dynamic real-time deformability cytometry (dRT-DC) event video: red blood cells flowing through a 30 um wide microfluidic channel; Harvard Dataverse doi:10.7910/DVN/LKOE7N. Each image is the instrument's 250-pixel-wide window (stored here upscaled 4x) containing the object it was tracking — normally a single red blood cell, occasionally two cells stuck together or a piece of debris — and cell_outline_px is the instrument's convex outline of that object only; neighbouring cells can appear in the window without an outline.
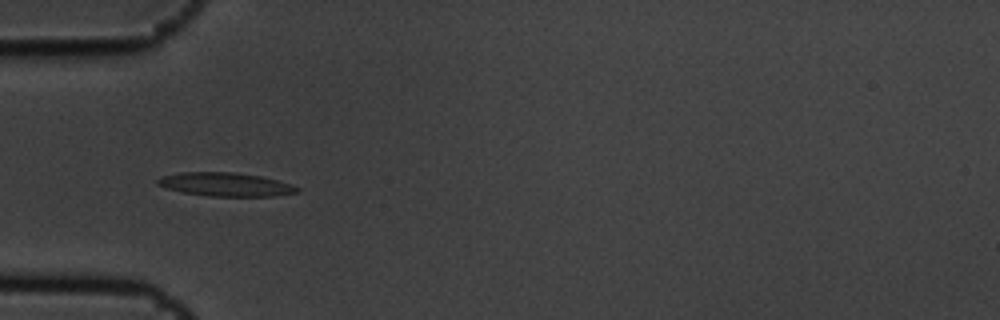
{"species": "common noctule bat (a hibernating species)", "species_latin": "Nyctalus noctula", "temperature_condition": "cold", "stored_images_in_passage": 15, "camera_frame_rate_fps": 3000, "um_per_image_px": 0.085, "animal": {"sex": "male", "body_mass_g": 19.5, "forearm_length_mm": 54.6}, "frame": {"image": 1, "passage_image": 5, "time_ms": 1.333, "image_size_px": [1000, 320], "cell_outline_px": [[300, 192], [276, 196], [208, 196], [184, 192], [168, 188], [156, 184], [156, 180], [164, 176], [180, 172], [236, 172], [260, 176], [292, 184], [300, 188]], "centroid_in_image_um": [19.22, 15.67], "position_along_channel_um": 65.8, "area_um2": 19.13}}
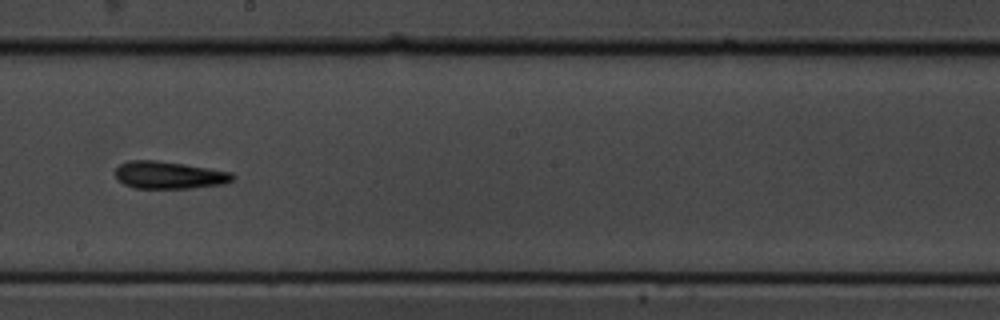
{"frame": {"image": 2, "passage_image": 9, "time_ms": 2.667, "image_size_px": [1000, 320], "cell_outline_px": [[236, 176], [232, 180], [224, 184], [192, 188], [132, 188], [116, 180], [116, 168], [120, 164], [128, 160], [156, 160], [184, 164], [232, 172]], "centroid_in_image_um": [14.36, 14.88], "position_along_channel_um": 233.8, "area_um2": 18.84}}
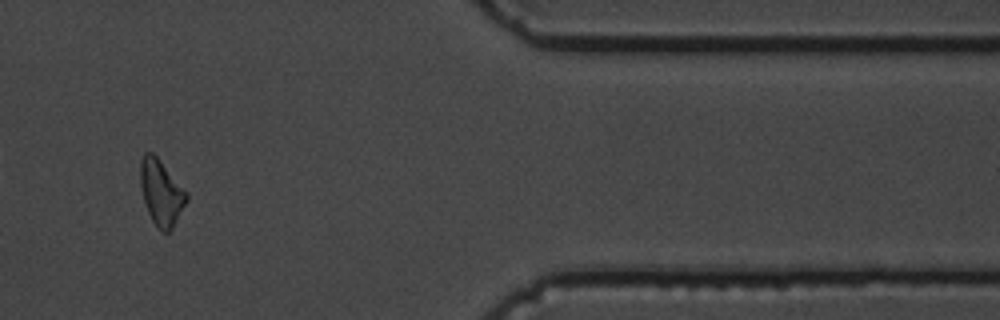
{"frame": {"image": 3, "passage_image": 13, "time_ms": 4.0, "image_size_px": [1000, 320], "cell_outline_px": [[188, 200], [172, 228], [168, 232], [164, 232], [152, 220], [148, 212], [144, 200], [140, 184], [140, 160], [144, 152], [152, 152], [156, 156], [188, 192]], "centroid_in_image_um": [13.71, 16.33], "position_along_channel_um": 397.7, "area_um2": 17.46}}